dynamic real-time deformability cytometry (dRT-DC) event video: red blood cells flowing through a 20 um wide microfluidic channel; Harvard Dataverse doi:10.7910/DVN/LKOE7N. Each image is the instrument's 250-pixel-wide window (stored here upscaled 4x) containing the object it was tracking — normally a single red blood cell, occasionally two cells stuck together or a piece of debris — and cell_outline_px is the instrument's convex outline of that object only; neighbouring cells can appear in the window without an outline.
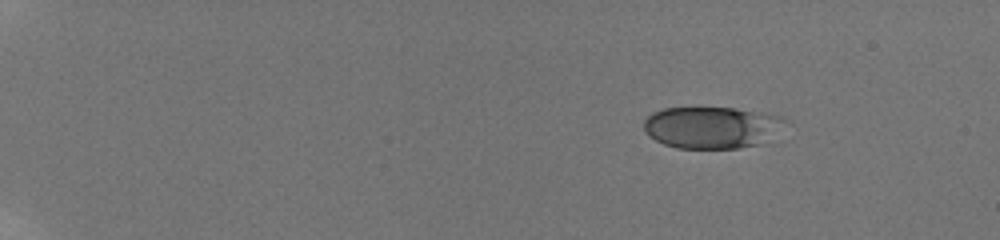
{"species": "human", "species_latin": "Homo sapiens", "temperature_condition": "room temperature", "stored_images_in_passage": 33, "camera_frame_rate_fps": 3000, "um_per_image_px": 0.085, "donor": {"sex": "male"}, "frame": {"image": 1, "passage_image": 1, "time_ms": 0.0, "image_size_px": [1000, 240], "cell_outline_px": [[792, 124], [760, 144], [740, 148], [676, 148], [664, 144], [648, 136], [644, 132], [644, 120], [652, 112], [664, 108], [736, 108], [784, 116]], "centroid_in_image_um": [60.57, 10.83], "position_along_channel_um": 24.4, "area_um2": 35.03}}
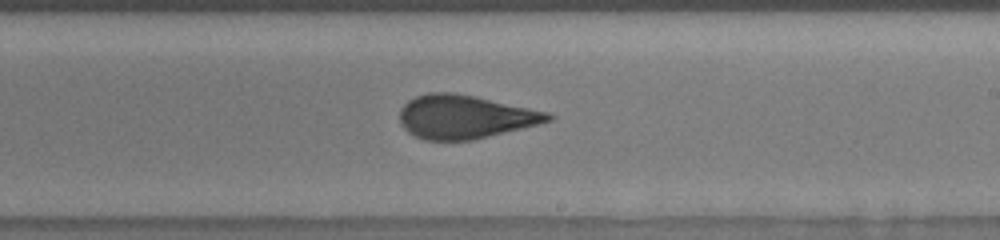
{"frame": {"image": 2, "passage_image": 23, "time_ms": 9.667, "image_size_px": [1000, 240], "cell_outline_px": [[556, 116], [552, 120], [472, 140], [424, 140], [408, 132], [400, 124], [400, 108], [408, 100], [416, 96], [428, 92], [452, 92], [476, 96], [548, 112]], "centroid_in_image_um": [39.48, 9.91], "position_along_channel_um": 249.5, "area_um2": 37.45}}
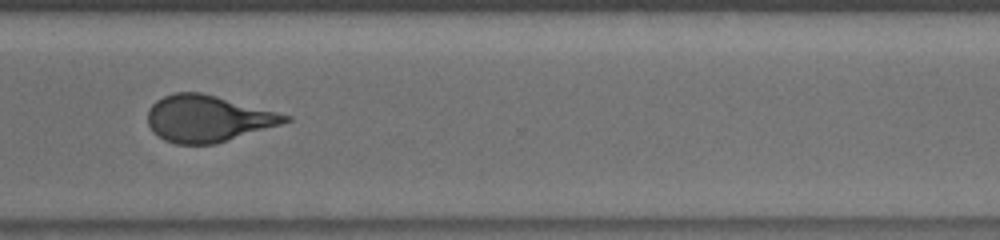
{"frame": {"image": 3, "passage_image": 29, "time_ms": 12.333, "image_size_px": [1000, 240], "cell_outline_px": [[292, 120], [280, 124], [216, 144], [176, 144], [164, 140], [152, 132], [148, 124], [148, 108], [156, 100], [164, 96], [176, 92], [200, 92], [216, 96], [292, 116]], "centroid_in_image_um": [17.62, 10.08], "position_along_channel_um": 353.0, "area_um2": 37.11}, "authors_computed_cell_mechanics": {"area_um2": 37.4544, "velocity_mm_per_s": 3.887, "shape_relaxation_time_tau1_ms": 6.3975, "shape_relaxation_time_tau2_ms": 1.0403, "deformation_change_tau1": 0.2186, "deformation_change_tau2": 0.084}}